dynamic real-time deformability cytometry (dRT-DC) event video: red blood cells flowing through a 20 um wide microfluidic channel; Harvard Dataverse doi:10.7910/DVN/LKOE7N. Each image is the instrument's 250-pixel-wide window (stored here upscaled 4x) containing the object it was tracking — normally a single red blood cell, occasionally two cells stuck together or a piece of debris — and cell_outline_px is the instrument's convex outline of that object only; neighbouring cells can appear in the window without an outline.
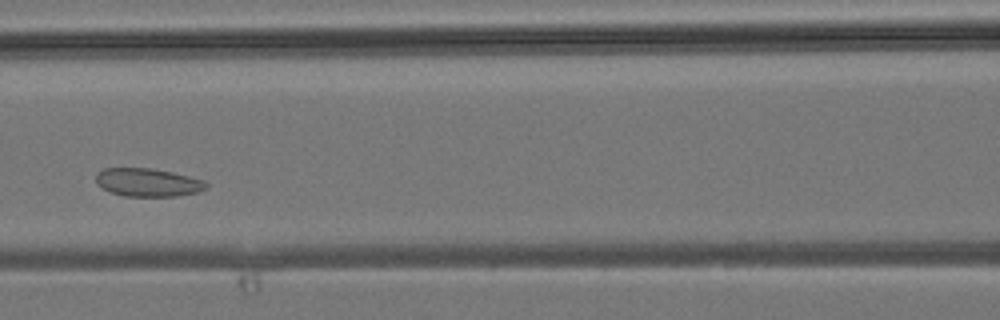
{"species": "common noctule bat (a hibernating species)", "species_latin": "Nyctalus noctula", "temperature_condition": "room temperature", "stored_images_in_passage": 29, "camera_frame_rate_fps": 3000, "um_per_image_px": 0.085, "animal": {"sex": "male", "body_mass_g": 19.2, "forearm_length_mm": 51.8}, "frame": {"image": 1, "passage_image": 10, "time_ms": 3.0, "image_size_px": [1000, 320], "cell_outline_px": [[208, 188], [200, 192], [176, 196], [124, 196], [112, 192], [96, 184], [96, 172], [104, 168], [152, 168], [172, 172], [204, 180], [208, 184]], "centroid_in_image_um": [12.59, 15.5], "position_along_channel_um": 154.0, "area_um2": 18.21}}
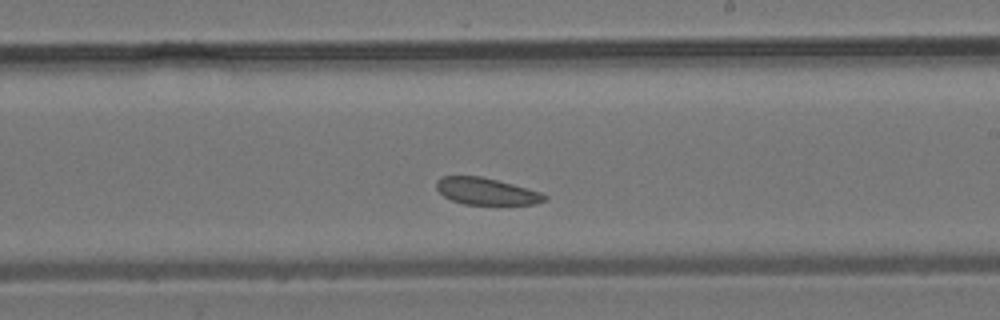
{"frame": {"image": 2, "passage_image": 16, "time_ms": 5.0, "image_size_px": [1000, 320], "cell_outline_px": [[548, 200], [536, 204], [464, 204], [452, 200], [444, 196], [436, 188], [436, 180], [440, 176], [480, 176], [544, 192], [548, 196]], "centroid_in_image_um": [41.37, 16.26], "position_along_channel_um": 247.6, "area_um2": 16.99}}
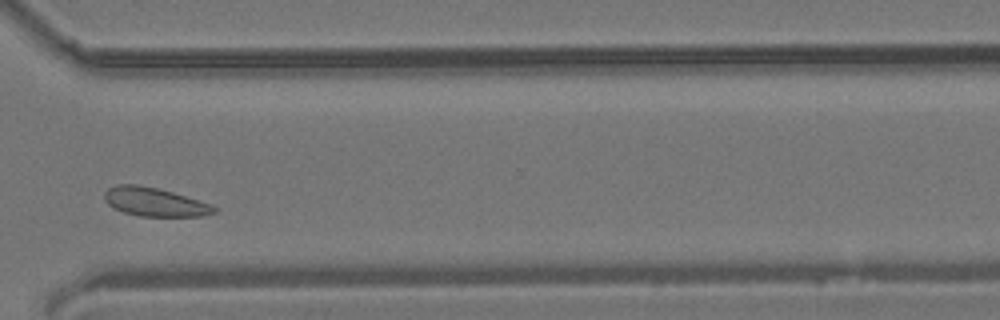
{"frame": {"image": 3, "passage_image": 23, "time_ms": 7.333, "image_size_px": [1000, 320], "cell_outline_px": [[216, 212], [204, 216], [140, 216], [124, 212], [108, 204], [104, 200], [104, 192], [108, 188], [116, 184], [136, 184], [156, 188], [172, 192], [208, 204], [216, 208]], "centroid_in_image_um": [13.09, 17.16], "position_along_channel_um": 357.5, "area_um2": 17.98}}